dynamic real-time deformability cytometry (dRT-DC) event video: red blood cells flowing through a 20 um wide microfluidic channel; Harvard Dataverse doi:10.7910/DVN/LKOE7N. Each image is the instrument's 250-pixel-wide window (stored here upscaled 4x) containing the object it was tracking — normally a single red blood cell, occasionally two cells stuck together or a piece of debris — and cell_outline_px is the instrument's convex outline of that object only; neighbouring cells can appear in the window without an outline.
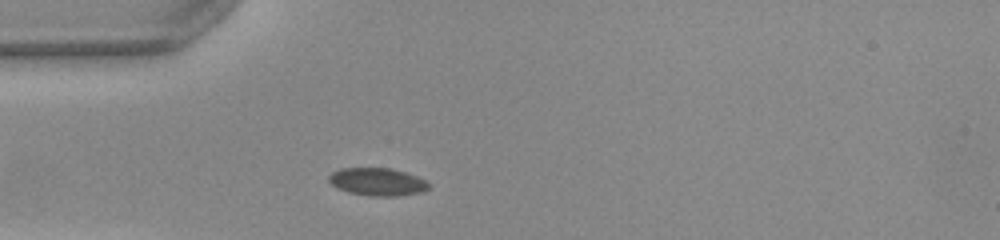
{"species": "common noctule bat (a hibernating species)", "species_latin": "Nyctalus noctula", "temperature_condition": "warm", "stored_images_in_passage": 28, "camera_frame_rate_fps": 3000, "um_per_image_px": 0.085, "animal": {"sex": "female", "body_mass_g": 22.0, "forearm_length_mm": 56.7}, "frame": {"image": 1, "passage_image": 1, "time_ms": 0.0, "image_size_px": [1000, 240], "cell_outline_px": [[432, 184], [428, 188], [420, 192], [396, 196], [368, 196], [348, 192], [336, 188], [328, 180], [328, 176], [332, 172], [340, 168], [388, 168], [404, 172], [416, 176]], "centroid_in_image_um": [32.04, 15.46], "position_along_channel_um": 53.0, "area_um2": 16.13}}
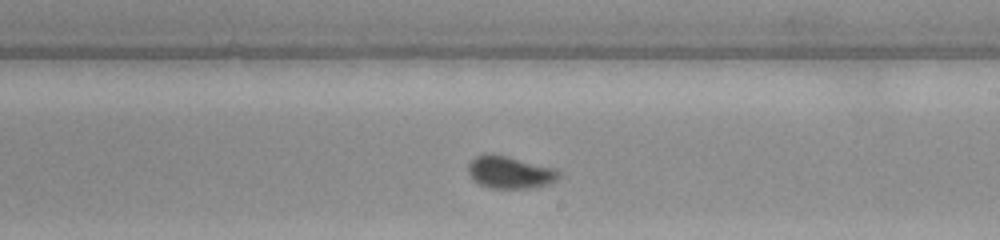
{"frame": {"image": 2, "passage_image": 16, "time_ms": 5.0, "image_size_px": [1000, 240], "cell_outline_px": [[560, 176], [556, 180], [548, 184], [532, 188], [488, 188], [480, 184], [468, 172], [468, 164], [476, 156], [504, 156], [556, 168], [560, 172]], "centroid_in_image_um": [43.4, 14.68], "position_along_channel_um": 245.6, "area_um2": 16.53}}
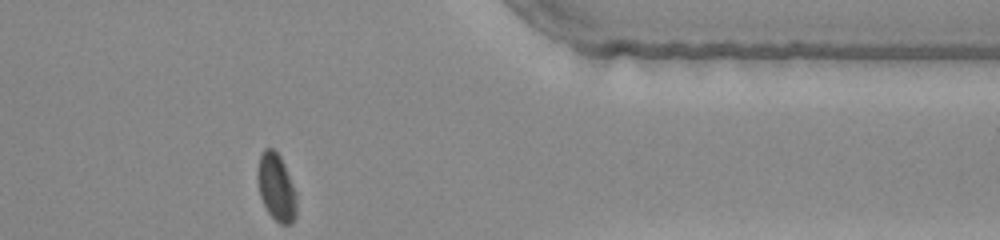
{"frame": {"image": 3, "passage_image": 28, "time_ms": 9.0, "image_size_px": [1000, 240], "cell_outline_px": [[296, 216], [292, 224], [280, 224], [268, 212], [260, 196], [260, 156], [264, 148], [272, 148], [280, 156], [284, 164], [296, 192]], "centroid_in_image_um": [23.54, 15.96], "position_along_channel_um": 387.9, "area_um2": 14.68}, "authors_computed_cell_mechanics": {"area_um2": 16.473, "velocity_mm_per_s": 4.0145, "shape_relaxation_time_tau1_ms": 2.6697, "shape_relaxation_time_tau2_ms": null, "deformation_change_tau1": 0.1055, "deformation_change_tau2": null}}